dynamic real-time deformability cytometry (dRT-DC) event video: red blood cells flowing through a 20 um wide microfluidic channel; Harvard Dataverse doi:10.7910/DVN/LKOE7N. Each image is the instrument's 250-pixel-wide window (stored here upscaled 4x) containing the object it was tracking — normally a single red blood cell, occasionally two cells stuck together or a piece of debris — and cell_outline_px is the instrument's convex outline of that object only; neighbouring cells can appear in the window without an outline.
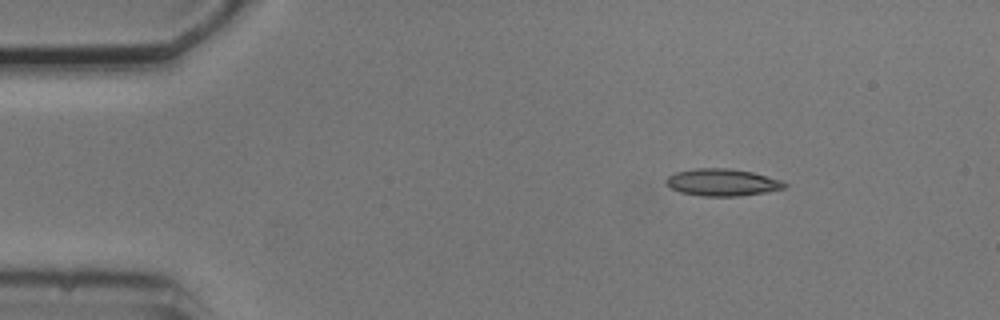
{"species": "common noctule bat (a hibernating species)", "species_latin": "Nyctalus noctula", "temperature_condition": "cold", "stored_images_in_passage": 4, "camera_frame_rate_fps": 3000, "um_per_image_px": 0.085, "animal": {"sex": "male", "body_mass_g": 20.5, "forearm_length_mm": 52.5}, "frame": {"image": 1, "passage_image": 1, "time_ms": 0.0, "image_size_px": [1000, 320], "cell_outline_px": [[788, 184], [784, 188], [768, 192], [740, 196], [704, 196], [680, 192], [664, 184], [664, 180], [668, 176], [676, 172], [696, 168], [728, 168], [752, 172], [780, 180]], "centroid_in_image_um": [61.37, 15.5], "position_along_channel_um": 23.6, "area_um2": 18.73}}
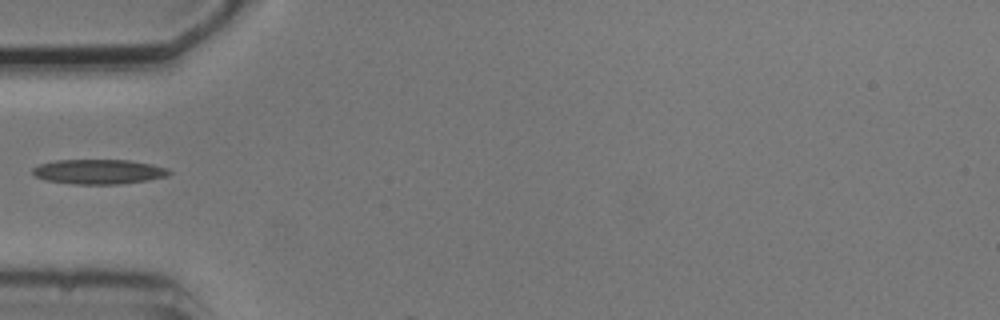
{"frame": {"image": 2, "passage_image": 4, "time_ms": 3.333, "image_size_px": [1000, 320], "cell_outline_px": [[172, 172], [164, 176], [148, 180], [120, 184], [72, 184], [44, 180], [36, 176], [32, 172], [32, 168], [40, 164], [56, 160], [128, 160], [152, 164], [168, 168]], "centroid_in_image_um": [8.37, 14.59], "position_along_channel_um": 76.6, "area_um2": 19.65}}